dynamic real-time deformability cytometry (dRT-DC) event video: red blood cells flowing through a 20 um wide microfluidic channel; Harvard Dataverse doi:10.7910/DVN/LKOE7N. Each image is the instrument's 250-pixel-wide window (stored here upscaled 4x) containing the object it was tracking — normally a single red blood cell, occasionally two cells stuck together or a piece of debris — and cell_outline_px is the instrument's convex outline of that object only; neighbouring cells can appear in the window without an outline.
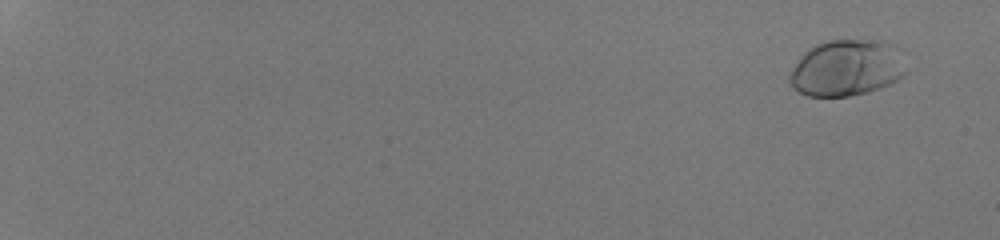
{"species": "human", "species_latin": "Homo sapiens", "temperature_condition": "room temperature", "stored_images_in_passage": 55, "camera_frame_rate_fps": 3000, "um_per_image_px": 0.085, "donor": {"sex": "male"}, "frame": {"image": 1, "passage_image": 4, "time_ms": 1.0, "image_size_px": [1000, 240], "cell_outline_px": [[908, 72], [896, 80], [880, 88], [868, 92], [848, 96], [808, 96], [800, 92], [788, 80], [788, 76], [792, 68], [804, 52], [816, 44], [832, 40], [884, 40], [900, 48]], "centroid_in_image_um": [72.02, 5.76], "position_along_channel_um": 13.0, "area_um2": 38.44}}
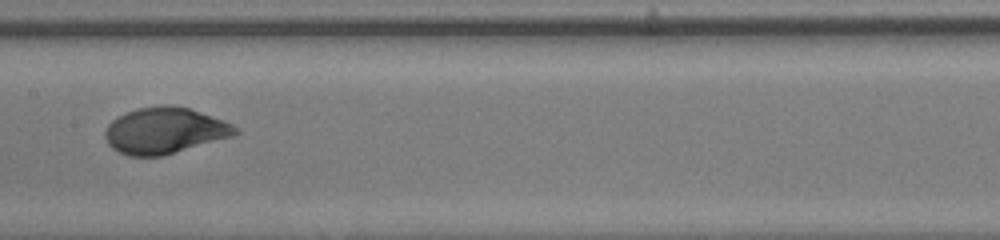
{"frame": {"image": 2, "passage_image": 34, "time_ms": 11.0, "image_size_px": [1000, 240], "cell_outline_px": [[240, 132], [232, 136], [164, 156], [128, 156], [112, 148], [108, 144], [104, 136], [104, 132], [108, 124], [112, 120], [124, 112], [136, 108], [160, 104], [172, 104], [188, 108], [224, 120], [240, 128]], "centroid_in_image_um": [13.99, 11.09], "position_along_channel_um": 193.4, "area_um2": 35.43}}
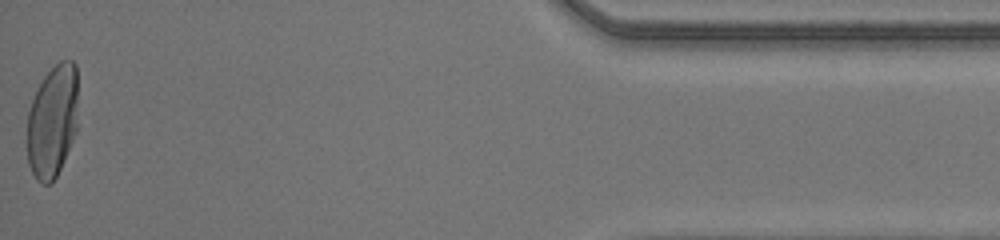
{"frame": {"image": 3, "passage_image": 55, "time_ms": 18.0, "image_size_px": [1000, 240], "cell_outline_px": [[76, 128], [72, 140], [60, 168], [52, 184], [40, 184], [36, 180], [28, 164], [24, 140], [28, 112], [32, 100], [44, 76], [60, 60], [72, 60], [76, 64]], "centroid_in_image_um": [4.39, 10.35], "position_along_channel_um": 430.8, "area_um2": 33.76}, "authors_computed_cell_mechanics": {"area_um2": 34.5066, "velocity_mm_per_s": 4.2359, "shape_relaxation_time_tau1_ms": 3.6344, "shape_relaxation_time_tau2_ms": null, "deformation_change_tau1": 0.182, "deformation_change_tau2": null}}